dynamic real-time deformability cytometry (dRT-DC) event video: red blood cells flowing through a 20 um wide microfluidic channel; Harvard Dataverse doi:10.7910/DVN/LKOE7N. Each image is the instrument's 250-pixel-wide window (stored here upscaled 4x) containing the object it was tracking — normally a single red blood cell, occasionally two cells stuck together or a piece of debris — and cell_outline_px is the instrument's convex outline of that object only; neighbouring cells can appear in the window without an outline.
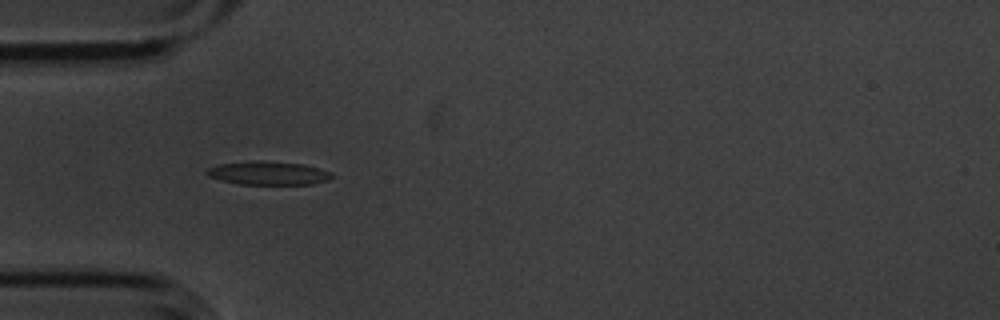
{"species": "common noctule bat (a hibernating species)", "species_latin": "Nyctalus noctula", "temperature_condition": "cold", "stored_images_in_passage": 4, "camera_frame_rate_fps": 3000, "um_per_image_px": 0.085, "animal": {"sex": "male", "body_mass_g": 20.1, "forearm_length_mm": 53.5}, "frame": {"image": 1, "passage_image": 3, "time_ms": 0.667, "image_size_px": [1000, 320], "cell_outline_px": [[336, 176], [328, 180], [312, 184], [240, 184], [208, 176], [204, 172], [208, 168], [216, 164], [252, 160], [260, 160], [304, 164], [320, 168], [332, 172]], "centroid_in_image_um": [22.83, 14.7], "position_along_channel_um": 62.2, "area_um2": 17.34}}
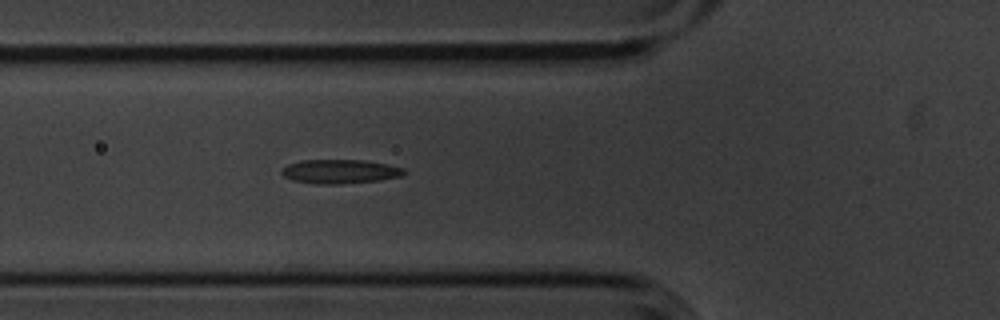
{"frame": {"image": 2, "passage_image": 4, "time_ms": 1.0, "image_size_px": [1000, 320], "cell_outline_px": [[408, 172], [400, 176], [380, 180], [340, 184], [312, 184], [292, 180], [284, 176], [280, 172], [288, 164], [300, 160], [360, 160], [388, 164], [404, 168]], "centroid_in_image_um": [28.9, 14.58], "position_along_channel_um": 96.9, "area_um2": 17.22}}